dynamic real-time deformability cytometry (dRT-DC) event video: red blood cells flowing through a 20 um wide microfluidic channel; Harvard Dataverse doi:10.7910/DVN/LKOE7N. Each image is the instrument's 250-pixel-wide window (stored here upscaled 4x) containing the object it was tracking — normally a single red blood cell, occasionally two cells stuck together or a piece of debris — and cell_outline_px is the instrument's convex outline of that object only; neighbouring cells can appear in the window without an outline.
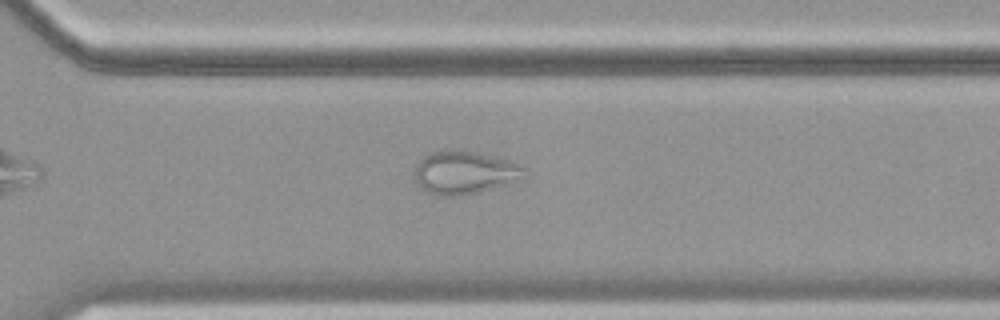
{"species": "common noctule bat (a hibernating species)", "species_latin": "Nyctalus noctula", "temperature_condition": "cold", "stored_images_in_passage": 39, "camera_frame_rate_fps": 3000, "um_per_image_px": 0.085, "animal": {"sex": "female", "body_mass_g": 19.9}, "frame": {"image": 1, "passage_image": 23, "time_ms": 7.333, "image_size_px": [1000, 320], "cell_outline_px": [[528, 168], [524, 180], [460, 196], [436, 196], [424, 192], [416, 184], [412, 176], [412, 172], [416, 164], [424, 156], [432, 152], [456, 148], [460, 148], [508, 160]], "centroid_in_image_um": [39.45, 14.67], "position_along_channel_um": 331.1, "area_um2": 28.44}, "authors_computed_cell_mechanics": {"area_um2": 27.8018, "velocity_mm_per_s": 3.5612, "shape_relaxation_time_tau1_ms": null, "shape_relaxation_time_tau2_ms": 0.7658, "deformation_change_tau1": null, "deformation_change_tau2": 0.0654}}